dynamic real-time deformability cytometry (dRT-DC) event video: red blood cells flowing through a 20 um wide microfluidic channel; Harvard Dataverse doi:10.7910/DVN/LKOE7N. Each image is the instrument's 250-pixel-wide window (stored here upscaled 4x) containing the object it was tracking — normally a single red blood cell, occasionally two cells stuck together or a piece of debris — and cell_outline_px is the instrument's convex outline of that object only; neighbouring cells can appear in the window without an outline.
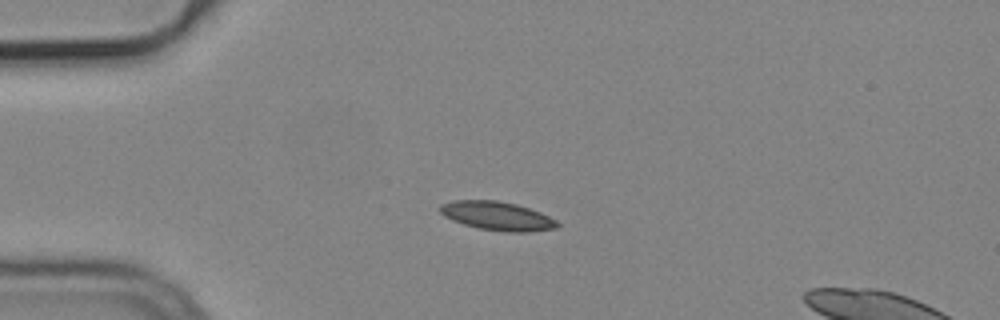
{"species": "common noctule bat (a hibernating species)", "species_latin": "Nyctalus noctula", "temperature_condition": "cold", "stored_images_in_passage": 40, "camera_frame_rate_fps": 3000, "um_per_image_px": 0.085, "animal": {"sex": "male", "body_mass_g": 19.2, "forearm_length_mm": 51.8}, "frame": {"image": 1, "passage_image": 1, "time_ms": 0.0, "image_size_px": [1000, 320], "cell_outline_px": [[560, 224], [556, 228], [528, 232], [504, 232], [480, 228], [464, 224], [452, 220], [444, 216], [440, 212], [440, 204], [452, 200], [496, 200], [516, 204], [540, 212], [556, 220]], "centroid_in_image_um": [42.25, 18.35], "position_along_channel_um": 42.7, "area_um2": 19.59}}
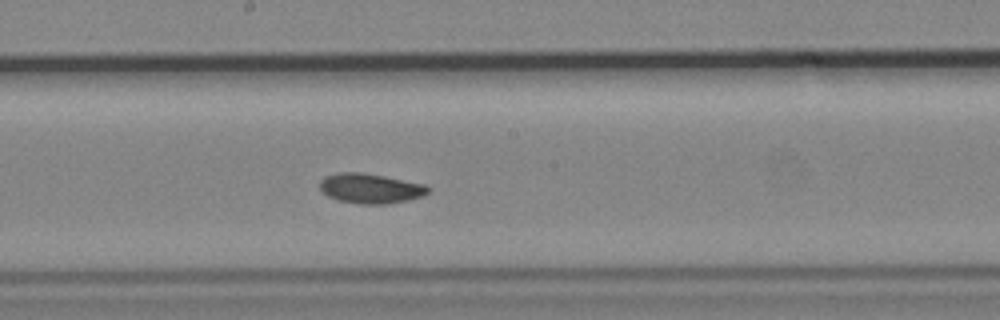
{"frame": {"image": 2, "passage_image": 17, "time_ms": 5.333, "image_size_px": [1000, 320], "cell_outline_px": [[432, 188], [424, 196], [408, 200], [388, 204], [360, 204], [336, 200], [328, 196], [320, 188], [320, 180], [324, 176], [340, 172], [360, 172], [384, 176], [424, 184]], "centroid_in_image_um": [31.5, 16.02], "position_along_channel_um": 216.7, "area_um2": 18.96}}
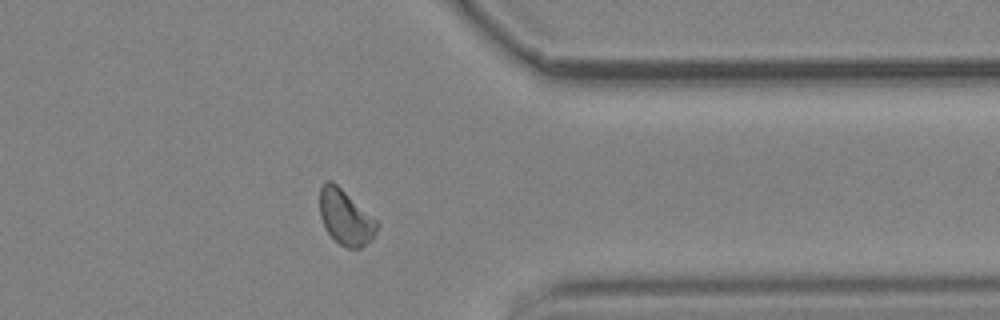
{"frame": {"image": 3, "passage_image": 31, "time_ms": 10.0, "image_size_px": [1000, 320], "cell_outline_px": [[380, 224], [372, 240], [360, 248], [348, 248], [340, 244], [324, 228], [320, 216], [320, 188], [328, 180], [332, 180], [376, 220]], "centroid_in_image_um": [29.37, 18.49], "position_along_channel_um": 382.0, "area_um2": 18.15}}